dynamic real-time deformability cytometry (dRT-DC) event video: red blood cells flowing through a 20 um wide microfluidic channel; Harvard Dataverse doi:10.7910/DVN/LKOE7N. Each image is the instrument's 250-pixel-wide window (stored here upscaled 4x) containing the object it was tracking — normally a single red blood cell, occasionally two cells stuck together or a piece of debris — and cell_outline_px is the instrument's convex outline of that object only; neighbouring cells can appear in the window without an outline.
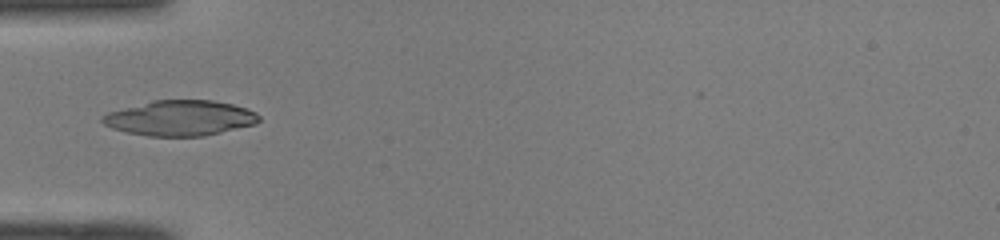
{"species": "common noctule bat (a hibernating species)", "species_latin": "Nyctalus noctula", "temperature_condition": "room temperature", "stored_images_in_passage": 34, "camera_frame_rate_fps": 3000, "um_per_image_px": 0.085, "animal": {"sex": "male", "body_mass_g": 19.0, "forearm_length_mm": 50.8}, "frame": {"image": 1, "passage_image": 1, "time_ms": 0.0, "image_size_px": [1000, 240], "cell_outline_px": [[260, 120], [256, 124], [204, 136], [148, 136], [128, 132], [112, 128], [104, 124], [100, 120], [100, 116], [108, 112], [152, 100], [212, 100], [232, 104], [248, 108], [256, 112], [260, 116]], "centroid_in_image_um": [15.32, 10.03], "position_along_channel_um": 69.7, "area_um2": 32.31}}
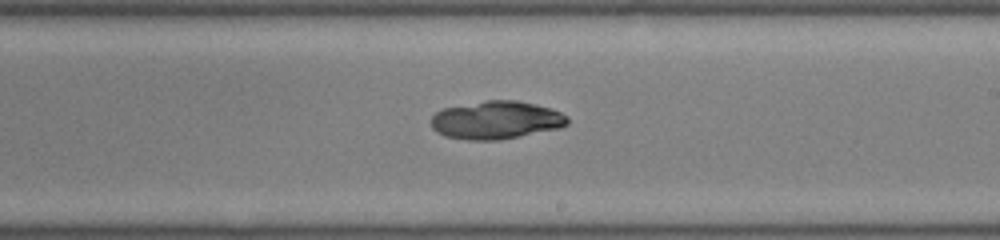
{"frame": {"image": 2, "passage_image": 14, "time_ms": 4.333, "image_size_px": [1000, 240], "cell_outline_px": [[568, 124], [560, 128], [496, 140], [468, 140], [444, 136], [436, 132], [432, 128], [432, 116], [436, 112], [444, 108], [484, 100], [516, 100], [536, 104], [552, 108], [568, 116]], "centroid_in_image_um": [42.17, 10.2], "position_along_channel_um": 246.8, "area_um2": 30.23}}
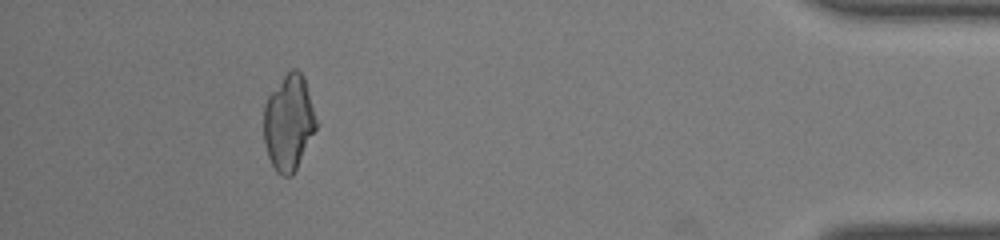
{"frame": {"image": 3, "passage_image": 30, "time_ms": 9.667, "image_size_px": [1000, 240], "cell_outline_px": [[316, 128], [292, 176], [284, 176], [276, 172], [268, 156], [264, 144], [264, 104], [268, 96], [284, 76], [292, 68], [296, 68], [304, 76], [316, 120]], "centroid_in_image_um": [24.52, 10.42], "position_along_channel_um": 410.7, "area_um2": 28.78}}